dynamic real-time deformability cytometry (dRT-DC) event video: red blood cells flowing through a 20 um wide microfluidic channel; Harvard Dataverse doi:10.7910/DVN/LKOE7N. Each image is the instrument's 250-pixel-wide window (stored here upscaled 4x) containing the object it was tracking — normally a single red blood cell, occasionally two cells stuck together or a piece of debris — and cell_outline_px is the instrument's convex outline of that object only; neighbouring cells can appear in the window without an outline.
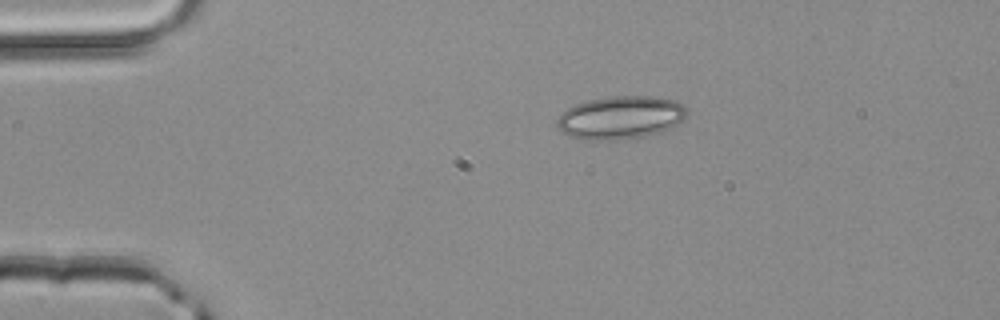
{"species": "common noctule bat (a hibernating species)", "species_latin": "Nyctalus noctula", "temperature_condition": "room temperature", "stored_images_in_passage": 41, "camera_frame_rate_fps": 3000, "um_per_image_px": 0.085, "animal": {"sex": "male", "body_mass_g": 20.4}, "frame": {"image": 1, "passage_image": 1, "time_ms": 0.0, "image_size_px": [1000, 320], "cell_outline_px": [[688, 116], [684, 120], [668, 128], [644, 136], [616, 140], [580, 140], [568, 136], [556, 124], [556, 120], [568, 108], [576, 104], [588, 100], [608, 96], [652, 96], [676, 100], [684, 104], [688, 108]], "centroid_in_image_um": [52.77, 9.98], "position_along_channel_um": 32.2, "area_um2": 32.71}}
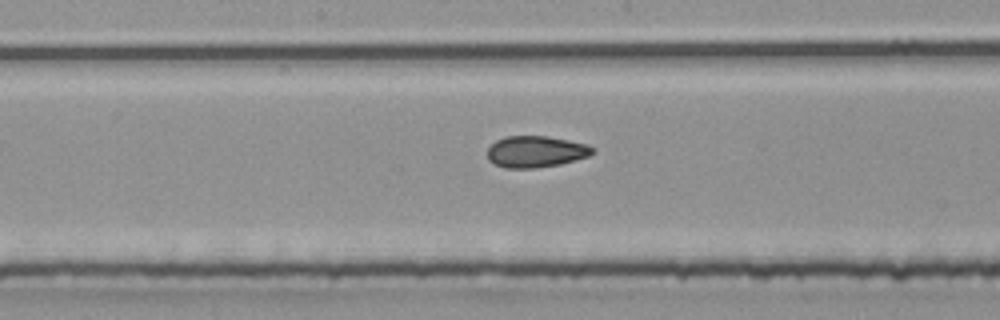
{"frame": {"image": 2, "passage_image": 17, "time_ms": 5.333, "image_size_px": [1000, 320], "cell_outline_px": [[596, 152], [588, 156], [560, 164], [536, 168], [504, 168], [488, 160], [488, 148], [496, 140], [504, 136], [548, 136], [588, 144]], "centroid_in_image_um": [45.54, 12.88], "position_along_channel_um": 202.7, "area_um2": 19.31}}
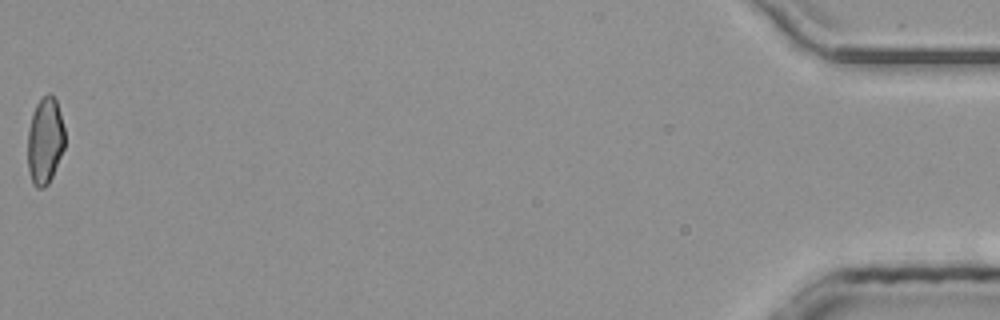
{"frame": {"image": 3, "passage_image": 41, "time_ms": 13.333, "image_size_px": [1000, 320], "cell_outline_px": [[64, 148], [52, 176], [48, 184], [44, 188], [36, 188], [32, 184], [28, 168], [28, 132], [32, 112], [36, 104], [48, 92], [56, 100], [64, 128]], "centroid_in_image_um": [3.81, 11.99], "position_along_channel_um": 431.4, "area_um2": 18.67}, "authors_computed_cell_mechanics": {"area_um2": 19.3052, "velocity_mm_per_s": 4.1694, "shape_relaxation_time_tau1_ms": null, "shape_relaxation_time_tau2_ms": 2.1197, "deformation_change_tau1": null, "deformation_change_tau2": 0.0717}}